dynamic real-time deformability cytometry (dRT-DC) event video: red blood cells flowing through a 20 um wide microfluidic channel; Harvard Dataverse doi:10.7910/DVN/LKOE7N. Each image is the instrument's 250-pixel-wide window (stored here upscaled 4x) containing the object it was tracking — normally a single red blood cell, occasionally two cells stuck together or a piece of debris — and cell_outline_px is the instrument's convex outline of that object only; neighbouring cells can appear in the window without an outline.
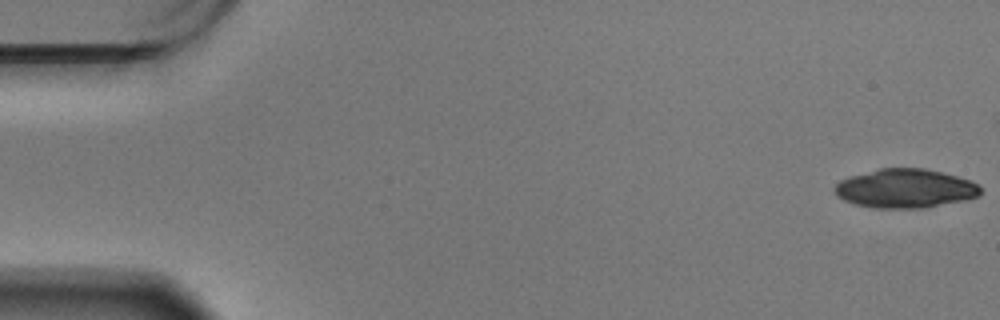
{"species": "Egyptian fruit bat (a non-hibernating species)", "species_latin": "Rousettus aegyptiacus", "temperature_condition": "warm", "stored_images_in_passage": 35, "camera_frame_rate_fps": 3000, "um_per_image_px": 0.085, "animal": {"sex": "male"}, "frame": {"image": 1, "passage_image": 1, "time_ms": 0.0, "image_size_px": [1000, 320], "cell_outline_px": [[980, 192], [976, 196], [964, 200], [924, 208], [872, 208], [856, 204], [844, 200], [836, 192], [836, 184], [840, 180], [848, 176], [880, 168], [924, 168], [956, 176], [968, 180], [976, 184], [980, 188]], "centroid_in_image_um": [76.92, 16.02], "position_along_channel_um": 8.1, "area_um2": 32.71}}